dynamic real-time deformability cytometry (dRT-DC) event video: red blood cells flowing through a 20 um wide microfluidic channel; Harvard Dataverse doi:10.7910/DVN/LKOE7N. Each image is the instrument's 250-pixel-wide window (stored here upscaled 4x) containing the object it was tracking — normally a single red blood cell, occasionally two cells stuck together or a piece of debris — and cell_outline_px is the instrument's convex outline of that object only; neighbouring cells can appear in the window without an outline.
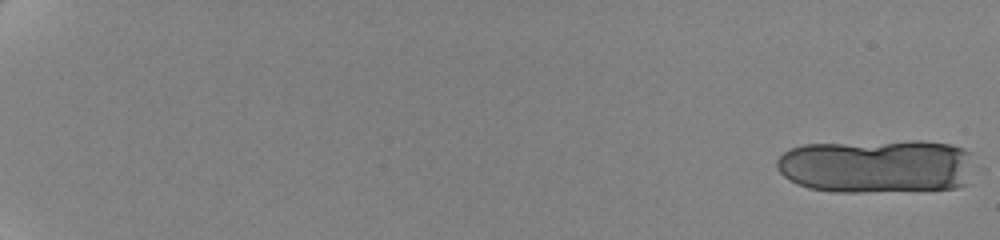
{"species": "human", "species_latin": "Homo sapiens", "temperature_condition": "cold", "stored_images_in_passage": 20, "camera_frame_rate_fps": 3000, "um_per_image_px": 0.085, "donor": {"sex": "female"}, "frame": {"image": 1, "passage_image": 1, "time_ms": 0.0, "image_size_px": [1000, 240], "cell_outline_px": [[968, 152], [964, 184], [956, 188], [860, 192], [832, 192], [808, 188], [796, 184], [784, 176], [776, 168], [776, 160], [788, 148], [804, 144], [912, 140], [920, 140], [952, 144], [964, 148]], "centroid_in_image_um": [74.38, 14.1], "position_along_channel_um": 10.6, "area_um2": 61.9}}